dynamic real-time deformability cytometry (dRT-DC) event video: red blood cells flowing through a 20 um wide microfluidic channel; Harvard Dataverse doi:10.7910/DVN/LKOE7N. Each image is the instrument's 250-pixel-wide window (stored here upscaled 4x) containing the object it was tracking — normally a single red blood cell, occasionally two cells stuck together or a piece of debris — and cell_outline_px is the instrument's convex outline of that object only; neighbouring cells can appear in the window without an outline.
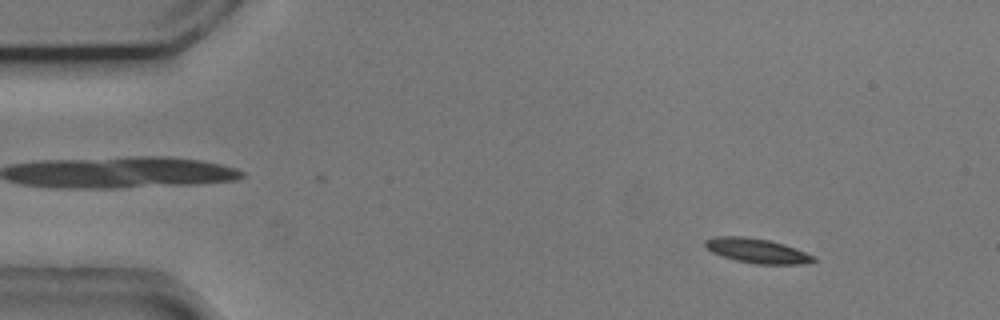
{"species": "common noctule bat (a hibernating species)", "species_latin": "Nyctalus noctula", "temperature_condition": "cold", "stored_images_in_passage": 16, "camera_frame_rate_fps": 3000, "um_per_image_px": 0.085, "animal": {"sex": "male", "body_mass_g": 20.5, "forearm_length_mm": 52.5}, "frame": {"image": 1, "passage_image": 6, "time_ms": 1.667, "image_size_px": [1000, 320], "cell_outline_px": [[816, 260], [800, 264], [756, 264], [736, 260], [712, 252], [704, 244], [704, 240], [716, 236], [744, 236], [768, 240], [784, 244], [816, 256]], "centroid_in_image_um": [64.35, 21.31], "position_along_channel_um": 20.6, "area_um2": 15.37}}